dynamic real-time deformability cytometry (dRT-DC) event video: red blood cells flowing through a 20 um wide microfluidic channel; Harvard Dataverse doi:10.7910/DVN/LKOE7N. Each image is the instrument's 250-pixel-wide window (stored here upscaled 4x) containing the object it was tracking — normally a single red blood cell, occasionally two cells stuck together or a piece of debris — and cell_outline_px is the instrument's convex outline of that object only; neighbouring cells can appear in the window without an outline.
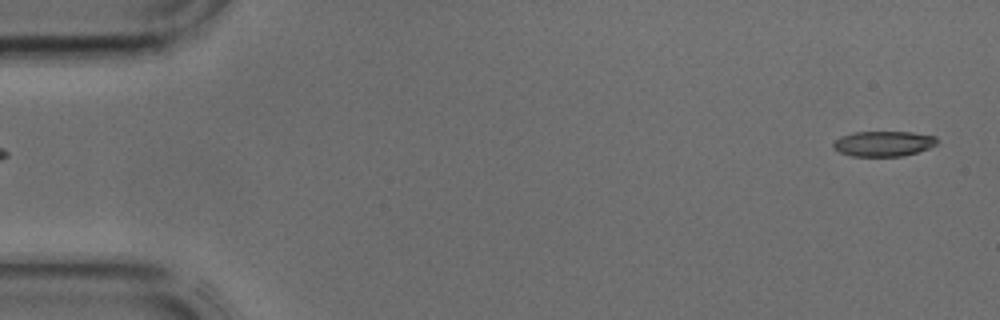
{"species": "common noctule bat (a hibernating species)", "species_latin": "Nyctalus noctula", "temperature_condition": "cold", "stored_images_in_passage": 42, "camera_frame_rate_fps": 3000, "um_per_image_px": 0.085, "animal": {"sex": "male", "body_mass_g": 17.9, "forearm_length_mm": 54.2}, "frame": {"image": 1, "passage_image": 1, "time_ms": 0.0, "image_size_px": [1000, 320], "cell_outline_px": [[940, 140], [936, 144], [928, 148], [904, 156], [852, 156], [840, 152], [832, 148], [832, 144], [840, 136], [856, 132], [912, 132], [936, 136]], "centroid_in_image_um": [75.1, 12.21], "position_along_channel_um": 9.9, "area_um2": 15.32}}
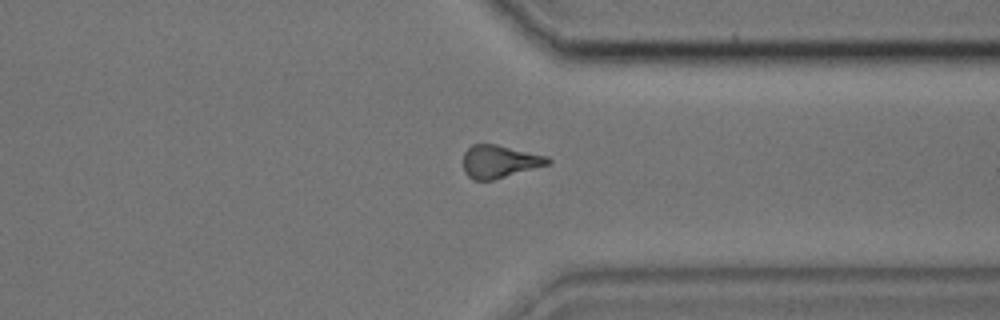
{"frame": {"image": 2, "passage_image": 32, "time_ms": 10.333, "image_size_px": [1000, 320], "cell_outline_px": [[552, 160], [548, 164], [492, 180], [472, 180], [464, 172], [464, 152], [472, 144], [496, 144], [548, 156]], "centroid_in_image_um": [42.44, 13.72], "position_along_channel_um": 369.0, "area_um2": 16.01}}
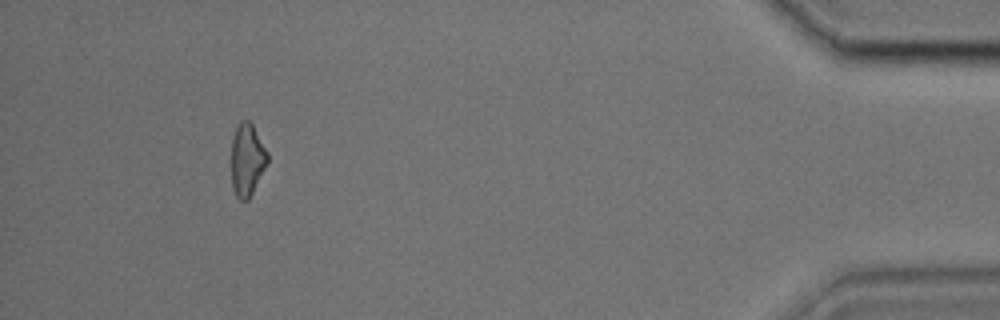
{"frame": {"image": 3, "passage_image": 39, "time_ms": 12.667, "image_size_px": [1000, 320], "cell_outline_px": [[268, 160], [248, 200], [240, 200], [236, 196], [232, 184], [232, 140], [236, 124], [240, 120], [248, 120], [252, 124], [268, 152]], "centroid_in_image_um": [20.99, 13.53], "position_along_channel_um": 414.2, "area_um2": 15.03}}